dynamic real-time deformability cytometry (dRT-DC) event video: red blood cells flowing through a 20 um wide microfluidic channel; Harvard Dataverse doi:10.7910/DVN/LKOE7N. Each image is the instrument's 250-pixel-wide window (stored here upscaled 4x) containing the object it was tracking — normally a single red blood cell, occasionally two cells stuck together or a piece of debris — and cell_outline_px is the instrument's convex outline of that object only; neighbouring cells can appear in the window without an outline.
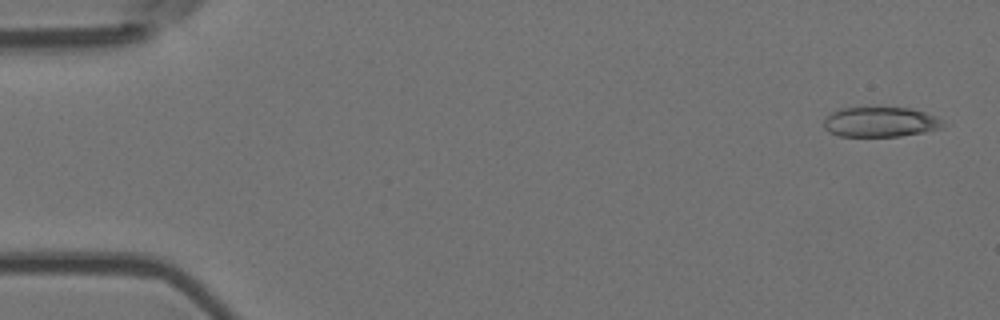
{"species": "Egyptian fruit bat (a non-hibernating species)", "species_latin": "Rousettus aegyptiacus", "temperature_condition": "room temperature", "stored_images_in_passage": 5, "camera_frame_rate_fps": 3000, "um_per_image_px": 0.085, "animal": {"sex": "female"}, "frame": {"image": 1, "passage_image": 1, "time_ms": 0.0, "image_size_px": [1000, 320], "cell_outline_px": [[944, 124], [940, 128], [924, 132], [900, 136], [840, 136], [828, 132], [824, 128], [824, 116], [840, 108], [912, 108], [936, 116]], "centroid_in_image_um": [74.78, 10.37], "position_along_channel_um": 10.2, "area_um2": 20.75}}